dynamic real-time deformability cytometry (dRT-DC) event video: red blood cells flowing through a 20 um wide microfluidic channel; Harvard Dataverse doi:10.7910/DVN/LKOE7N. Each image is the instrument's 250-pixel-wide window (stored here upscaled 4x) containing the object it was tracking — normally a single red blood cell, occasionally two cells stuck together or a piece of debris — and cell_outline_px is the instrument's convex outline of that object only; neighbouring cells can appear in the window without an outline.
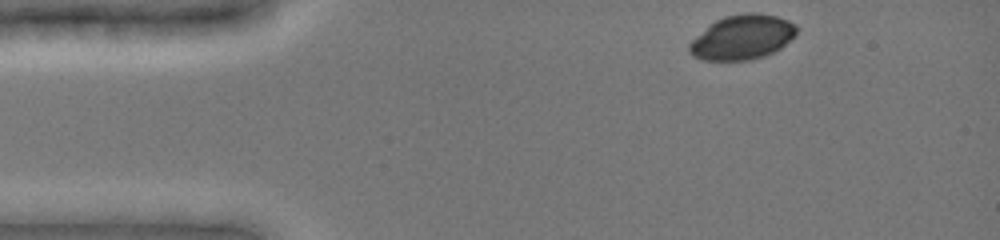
{"species": "common noctule bat (a hibernating species)", "species_latin": "Nyctalus noctula", "temperature_condition": "cold", "stored_images_in_passage": 40, "camera_frame_rate_fps": 3000, "um_per_image_px": 0.085, "animal": {"sex": "female", "body_mass_g": 19.0, "forearm_length_mm": 51.5}, "frame": {"image": 1, "passage_image": 1, "time_ms": 0.0, "image_size_px": [1000, 240], "cell_outline_px": [[796, 32], [780, 48], [764, 56], [752, 60], [700, 60], [692, 56], [688, 52], [688, 44], [708, 24], [724, 16], [744, 12], [756, 12], [776, 16], [788, 20], [796, 24]], "centroid_in_image_um": [63.04, 3.16], "position_along_channel_um": 22.0, "area_um2": 27.98}}
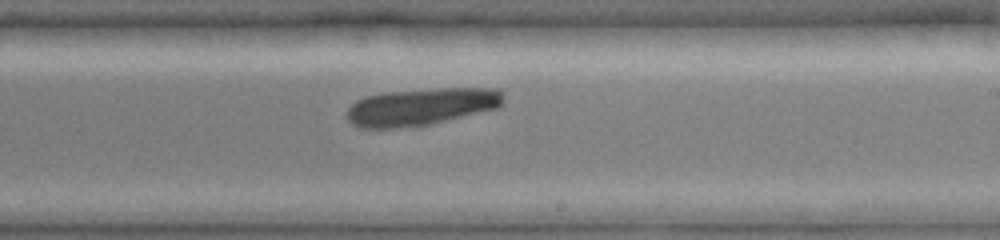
{"frame": {"image": 2, "passage_image": 24, "time_ms": 7.667, "image_size_px": [1000, 240], "cell_outline_px": [[504, 100], [496, 108], [416, 128], [360, 128], [352, 124], [348, 120], [348, 108], [356, 100], [364, 96], [388, 92], [440, 88], [496, 88], [504, 92]], "centroid_in_image_um": [35.8, 9.08], "position_along_channel_um": 253.2, "area_um2": 34.22}}
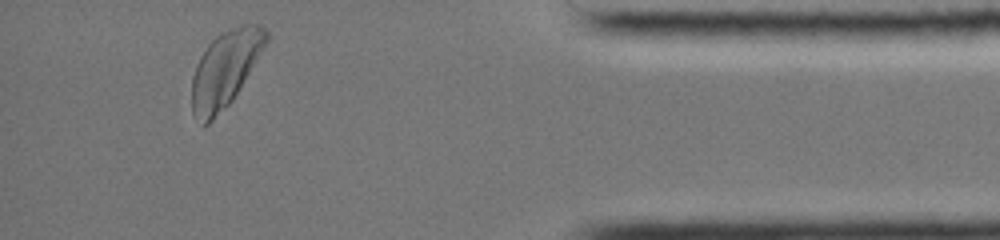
{"frame": {"image": 3, "passage_image": 39, "time_ms": 12.667, "image_size_px": [1000, 240], "cell_outline_px": [[268, 40], [232, 100], [208, 124], [204, 124], [192, 116], [192, 76], [196, 64], [200, 56], [208, 44], [220, 32], [244, 24], [260, 24], [268, 32]], "centroid_in_image_um": [19.11, 5.85], "position_along_channel_um": 416.1, "area_um2": 32.43}}